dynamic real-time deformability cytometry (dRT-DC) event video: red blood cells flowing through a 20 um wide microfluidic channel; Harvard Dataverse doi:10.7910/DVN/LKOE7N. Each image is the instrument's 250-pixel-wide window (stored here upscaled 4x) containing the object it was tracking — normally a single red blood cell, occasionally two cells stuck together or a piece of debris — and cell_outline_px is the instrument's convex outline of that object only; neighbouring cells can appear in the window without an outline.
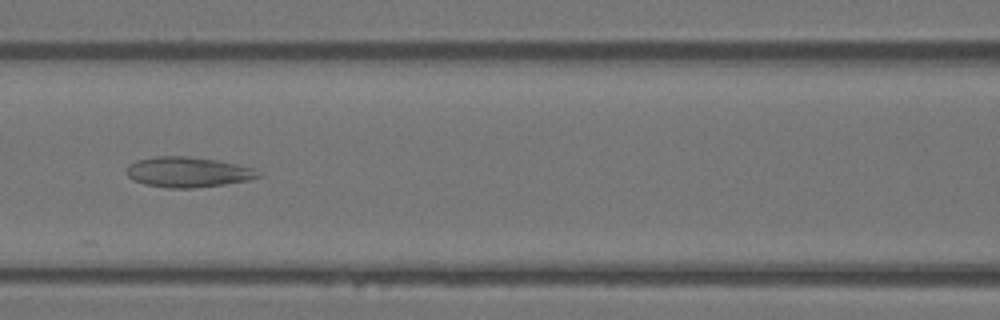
{"species": "Egyptian fruit bat (a non-hibernating species)", "species_latin": "Rousettus aegyptiacus", "temperature_condition": "warm", "stored_images_in_passage": 34, "camera_frame_rate_fps": 3000, "um_per_image_px": 0.085, "animal": {"sex": "female"}, "frame": {"image": 1, "passage_image": 11, "time_ms": 3.333, "image_size_px": [1000, 320], "cell_outline_px": [[260, 176], [248, 180], [224, 184], [192, 188], [168, 188], [144, 184], [132, 180], [128, 176], [128, 164], [136, 160], [156, 156], [184, 156], [216, 160], [236, 164], [252, 168], [260, 172]], "centroid_in_image_um": [15.94, 14.63], "position_along_channel_um": 150.7, "area_um2": 23.06}}
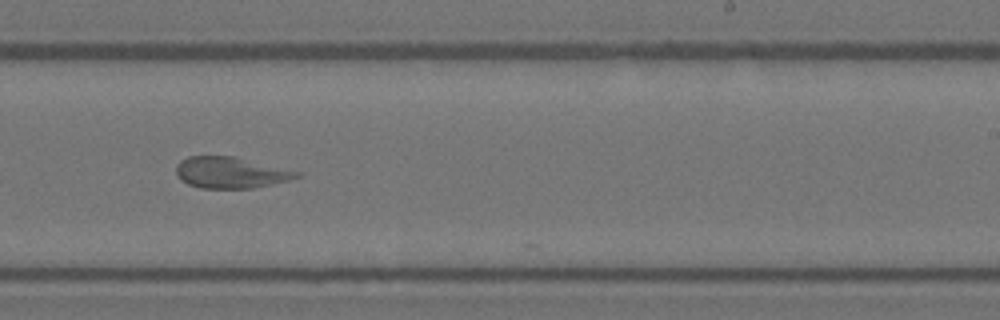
{"frame": {"image": 2, "passage_image": 19, "time_ms": 6.0, "image_size_px": [1000, 320], "cell_outline_px": [[304, 172], [300, 176], [288, 180], [252, 188], [200, 188], [188, 184], [180, 180], [176, 176], [176, 164], [180, 160], [188, 156], [232, 156]], "centroid_in_image_um": [19.58, 14.66], "position_along_channel_um": 269.4, "area_um2": 22.02}}
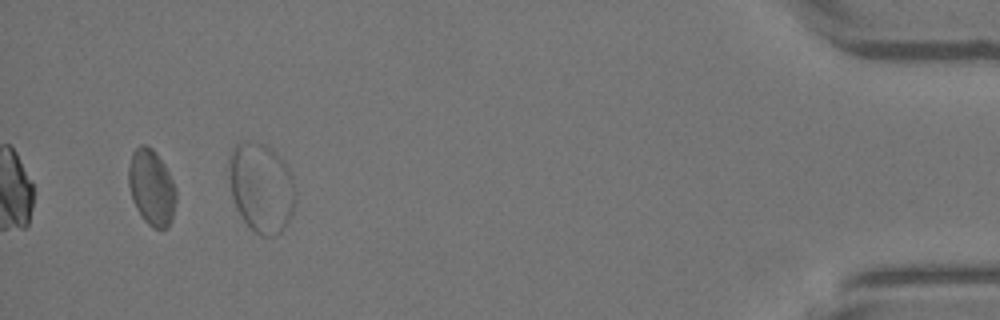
{"frame": {"image": 3, "passage_image": 33, "time_ms": 10.667, "image_size_px": [1000, 320], "cell_outline_px": [[176, 200], [172, 220], [168, 228], [152, 228], [144, 220], [136, 208], [132, 200], [128, 184], [128, 168], [132, 152], [140, 144], [148, 144], [156, 152], [164, 164], [176, 188]], "centroid_in_image_um": [12.87, 15.92], "position_along_channel_um": 422.3, "area_um2": 21.21}}